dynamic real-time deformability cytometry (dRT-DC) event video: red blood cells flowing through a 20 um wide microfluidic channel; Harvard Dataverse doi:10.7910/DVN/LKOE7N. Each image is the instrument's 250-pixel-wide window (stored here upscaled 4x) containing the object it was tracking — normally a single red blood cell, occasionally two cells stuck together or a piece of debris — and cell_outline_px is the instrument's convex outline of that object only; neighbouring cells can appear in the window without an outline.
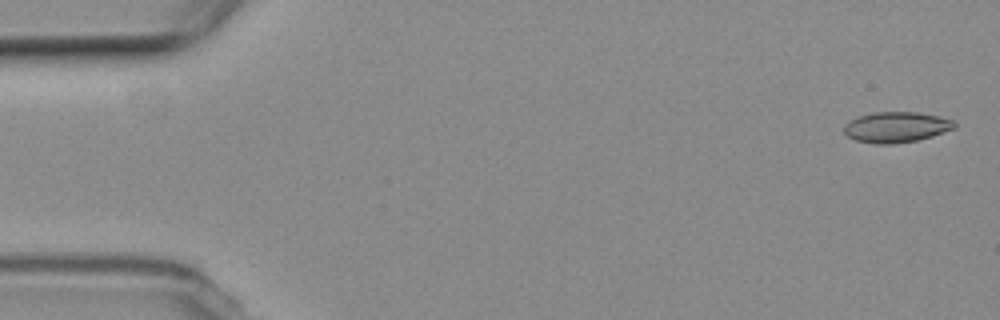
{"species": "common noctule bat (a hibernating species)", "species_latin": "Nyctalus noctula", "temperature_condition": "room temperature", "stored_images_in_passage": 5, "camera_frame_rate_fps": 3000, "um_per_image_px": 0.085, "animal": {"sex": "female", "body_mass_g": 19.3, "forearm_length_mm": 54.1}, "frame": {"image": 1, "passage_image": 1, "time_ms": 0.0, "image_size_px": [1000, 320], "cell_outline_px": [[956, 128], [932, 136], [916, 140], [892, 144], [876, 144], [856, 140], [848, 136], [844, 132], [844, 124], [860, 116], [872, 112], [916, 112], [936, 116], [952, 120], [956, 124]], "centroid_in_image_um": [76.17, 10.81], "position_along_channel_um": 8.8, "area_um2": 19.48}}
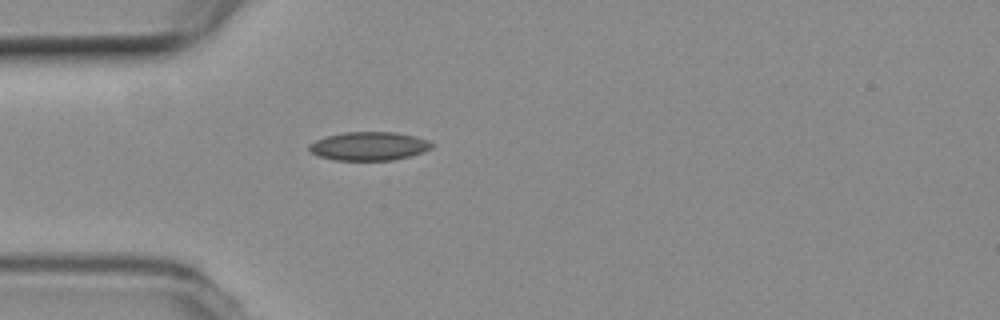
{"frame": {"image": 2, "passage_image": 5, "time_ms": 4.667, "image_size_px": [1000, 320], "cell_outline_px": [[432, 148], [424, 152], [392, 160], [332, 160], [320, 156], [312, 152], [308, 148], [308, 144], [324, 136], [344, 132], [396, 132], [416, 136], [428, 140], [432, 144]], "centroid_in_image_um": [31.35, 12.41], "position_along_channel_um": 53.6, "area_um2": 20.46}}